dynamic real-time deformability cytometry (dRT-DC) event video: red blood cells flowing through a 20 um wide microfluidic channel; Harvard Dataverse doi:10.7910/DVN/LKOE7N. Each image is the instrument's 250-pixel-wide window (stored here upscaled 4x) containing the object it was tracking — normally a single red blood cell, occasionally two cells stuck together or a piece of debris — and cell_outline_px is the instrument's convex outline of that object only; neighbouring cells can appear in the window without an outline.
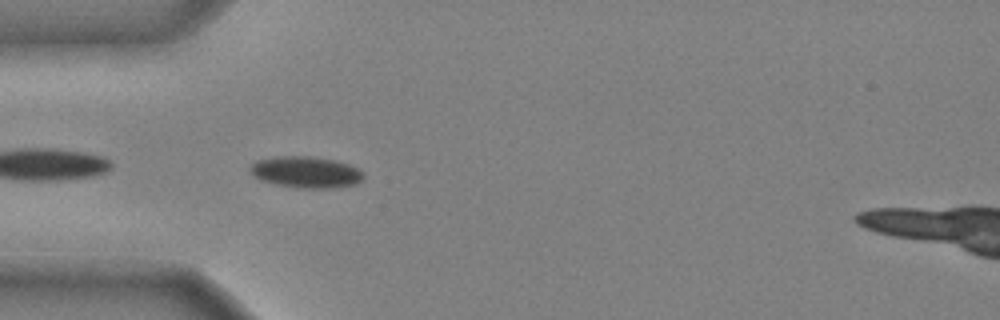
{"species": "common noctule bat (a hibernating species)", "species_latin": "Nyctalus noctula", "temperature_condition": "cold", "stored_images_in_passage": 35, "camera_frame_rate_fps": 3000, "um_per_image_px": 0.085, "animal": {"sex": "male", "body_mass_g": 20.4}, "frame": {"image": 1, "passage_image": 2, "time_ms": 0.333, "image_size_px": [1000, 320], "cell_outline_px": [[364, 176], [356, 184], [340, 188], [296, 188], [276, 184], [260, 180], [252, 176], [248, 168], [256, 160], [276, 156], [308, 156], [336, 160], [348, 164], [364, 172]], "centroid_in_image_um": [25.98, 14.64], "position_along_channel_um": 59.0, "area_um2": 21.04}}
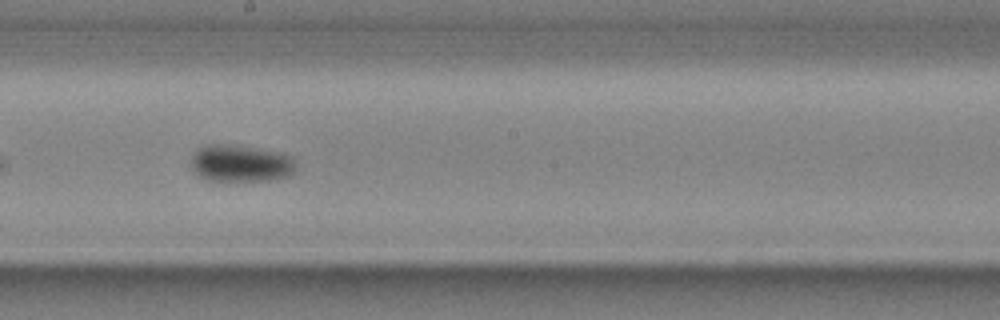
{"frame": {"image": 2, "passage_image": 15, "time_ms": 4.667, "image_size_px": [1000, 320], "cell_outline_px": [[296, 172], [288, 176], [272, 180], [208, 180], [196, 176], [192, 168], [192, 156], [196, 148], [204, 144], [236, 144], [284, 152], [292, 156], [296, 168]], "centroid_in_image_um": [20.47, 13.86], "position_along_channel_um": 227.7, "area_um2": 23.24}}
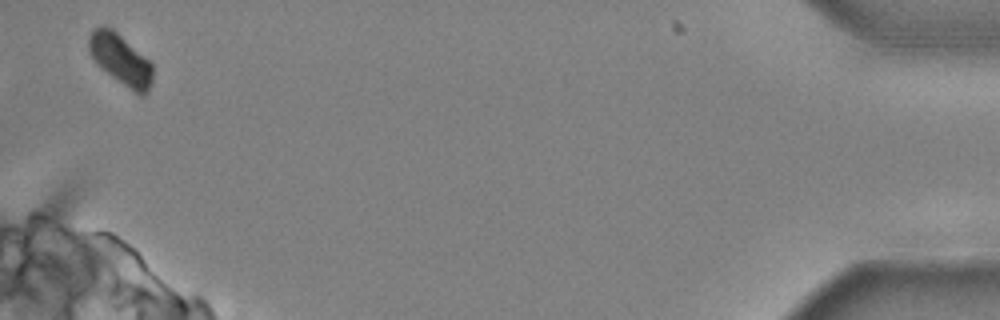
{"frame": {"image": 3, "passage_image": 35, "time_ms": 11.333, "image_size_px": [1000, 320], "cell_outline_px": [[152, 80], [148, 92], [144, 96], [140, 96], [128, 88], [96, 64], [88, 52], [88, 36], [100, 24], [104, 24], [112, 28], [152, 60]], "centroid_in_image_um": [10.27, 5.03], "position_along_channel_um": 424.9, "area_um2": 19.36}, "authors_computed_cell_mechanics": {"area_um2": 21.2704, "velocity_mm_per_s": 3.9646, "shape_relaxation_time_tau1_ms": 2.8445, "shape_relaxation_time_tau2_ms": null, "deformation_change_tau1": 0.0932, "deformation_change_tau2": null}}